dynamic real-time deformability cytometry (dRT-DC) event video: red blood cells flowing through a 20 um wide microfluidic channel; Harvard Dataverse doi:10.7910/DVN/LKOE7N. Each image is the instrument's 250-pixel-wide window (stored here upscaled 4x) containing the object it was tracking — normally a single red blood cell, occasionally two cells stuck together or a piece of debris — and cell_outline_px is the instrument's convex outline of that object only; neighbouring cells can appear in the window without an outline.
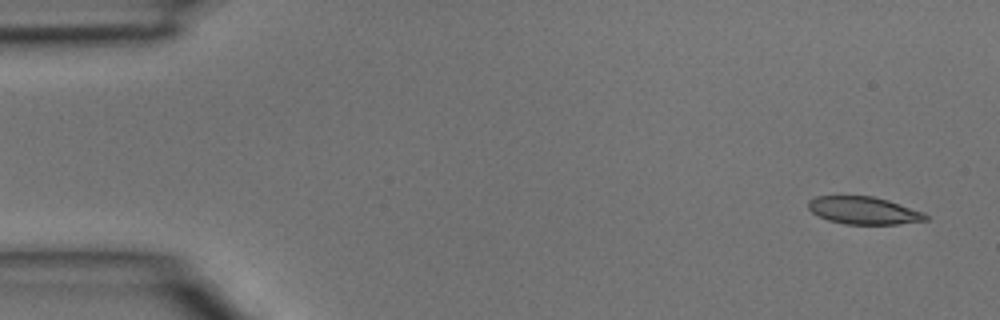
{"species": "common noctule bat (a hibernating species)", "species_latin": "Nyctalus noctula", "temperature_condition": "room temperature", "stored_images_in_passage": 5, "camera_frame_rate_fps": 3000, "um_per_image_px": 0.085, "animal": {"sex": "male", "body_mass_g": 15.6}, "frame": {"image": 1, "passage_image": 1, "time_ms": 0.0, "image_size_px": [1000, 320], "cell_outline_px": [[928, 220], [896, 224], [844, 224], [828, 220], [812, 212], [808, 208], [808, 200], [816, 196], [872, 196], [888, 200], [924, 212], [928, 216]], "centroid_in_image_um": [73.41, 17.89], "position_along_channel_um": 11.6, "area_um2": 18.79}}
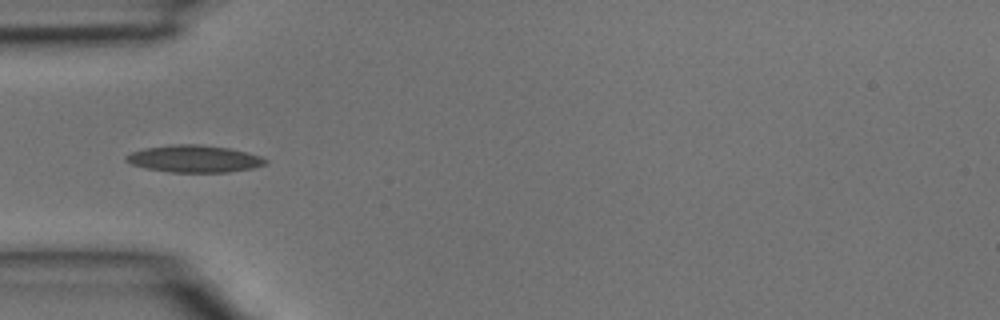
{"frame": {"image": 2, "passage_image": 4, "time_ms": 1.0, "image_size_px": [1000, 320], "cell_outline_px": [[268, 164], [252, 168], [228, 172], [172, 172], [148, 168], [132, 164], [124, 160], [124, 156], [132, 152], [144, 148], [172, 144], [200, 144], [228, 148], [248, 152], [260, 156], [268, 160]], "centroid_in_image_um": [16.53, 13.49], "position_along_channel_um": 68.5, "area_um2": 22.02}}